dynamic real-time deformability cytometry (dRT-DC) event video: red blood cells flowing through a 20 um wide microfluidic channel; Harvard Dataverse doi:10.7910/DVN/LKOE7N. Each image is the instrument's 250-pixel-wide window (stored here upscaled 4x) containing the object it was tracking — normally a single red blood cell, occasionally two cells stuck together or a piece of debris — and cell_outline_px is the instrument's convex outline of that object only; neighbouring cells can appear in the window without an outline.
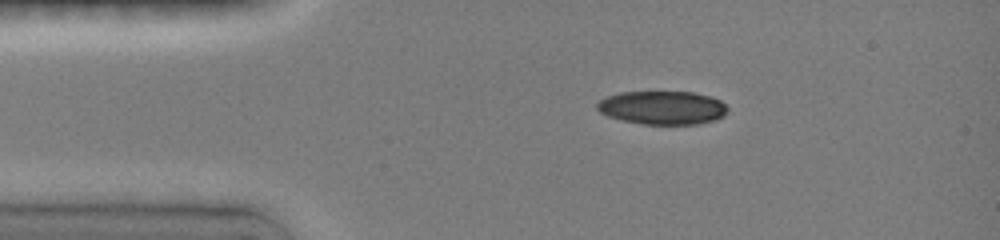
{"species": "common noctule bat (a hibernating species)", "species_latin": "Nyctalus noctula", "temperature_condition": "room temperature", "stored_images_in_passage": 10, "camera_frame_rate_fps": 3000, "um_per_image_px": 0.085, "animal": {"sex": "female", "body_mass_g": 19.0, "forearm_length_mm": 51.5}, "frame": {"image": 1, "passage_image": 1, "time_ms": 0.0, "image_size_px": [1000, 240], "cell_outline_px": [[728, 112], [724, 116], [716, 120], [700, 124], [644, 124], [620, 120], [608, 116], [600, 112], [596, 108], [596, 104], [600, 100], [608, 96], [620, 92], [692, 92], [708, 96], [720, 100], [728, 108]], "centroid_in_image_um": [56.32, 9.16], "position_along_channel_um": 28.7, "area_um2": 25.55}}
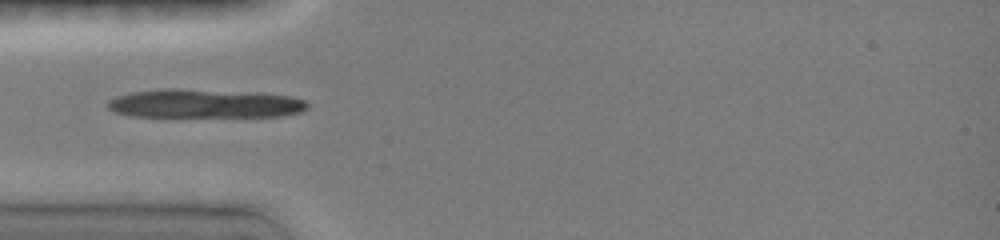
{"frame": {"image": 2, "passage_image": 6, "time_ms": 2.0, "image_size_px": [1000, 240], "cell_outline_px": [[308, 108], [300, 112], [280, 116], [128, 116], [112, 112], [108, 108], [108, 100], [116, 96], [132, 92], [204, 92], [292, 96], [304, 100], [308, 104]], "centroid_in_image_um": [17.37, 8.88], "position_along_channel_um": 67.6, "area_um2": 30.98}}